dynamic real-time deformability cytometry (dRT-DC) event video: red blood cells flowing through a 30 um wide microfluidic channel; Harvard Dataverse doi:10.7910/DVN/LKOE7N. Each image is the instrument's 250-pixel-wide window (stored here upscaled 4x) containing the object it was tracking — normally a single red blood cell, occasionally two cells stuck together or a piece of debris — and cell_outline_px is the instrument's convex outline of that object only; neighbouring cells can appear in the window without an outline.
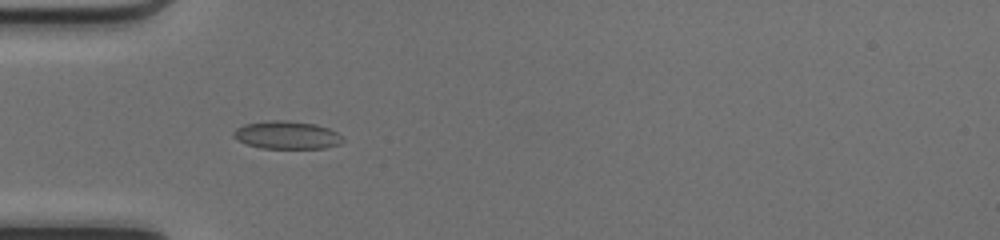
{"species": "common noctule bat (a hibernating species)", "species_latin": "Nyctalus noctula", "temperature_condition": "cold", "stored_images_in_passage": 38, "camera_frame_rate_fps": 3000, "um_per_image_px": 0.085, "animal": {"sex": "female", "body_mass_g": 17.0, "forearm_length_mm": 48.0}, "frame": {"image": 1, "passage_image": 4, "time_ms": 1.0, "image_size_px": [1000, 240], "cell_outline_px": [[344, 140], [340, 144], [324, 148], [260, 148], [236, 140], [232, 136], [232, 132], [236, 128], [244, 124], [268, 120], [288, 120], [316, 124], [328, 128], [336, 132]], "centroid_in_image_um": [24.34, 11.47], "position_along_channel_um": 60.7, "area_um2": 17.86}}
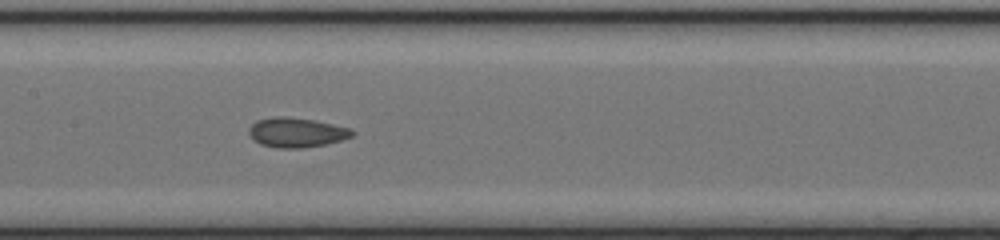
{"frame": {"image": 2, "passage_image": 13, "time_ms": 4.0, "image_size_px": [1000, 240], "cell_outline_px": [[356, 132], [352, 136], [340, 140], [324, 144], [300, 148], [276, 148], [260, 144], [252, 140], [248, 132], [248, 128], [256, 120], [272, 116], [284, 116], [312, 120], [352, 128]], "centroid_in_image_um": [25.15, 11.25], "position_along_channel_um": 182.2, "area_um2": 17.92}}
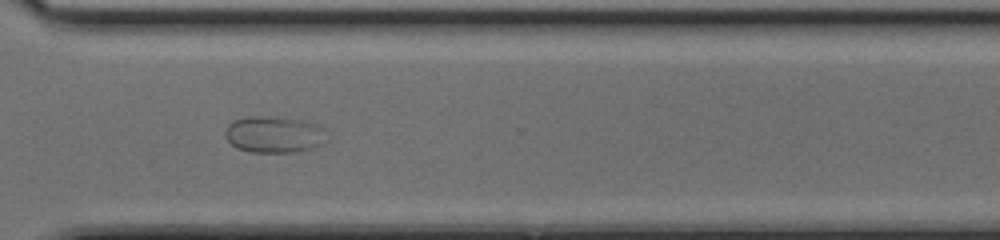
{"frame": {"image": 3, "passage_image": 25, "time_ms": 8.0, "image_size_px": [1000, 240], "cell_outline_px": [[328, 140], [324, 144], [312, 148], [296, 152], [252, 152], [236, 148], [224, 136], [224, 128], [232, 120], [248, 116], [280, 116], [304, 120], [320, 124], [324, 128]], "centroid_in_image_um": [23.33, 11.41], "position_along_channel_um": 347.3, "area_um2": 22.37}}